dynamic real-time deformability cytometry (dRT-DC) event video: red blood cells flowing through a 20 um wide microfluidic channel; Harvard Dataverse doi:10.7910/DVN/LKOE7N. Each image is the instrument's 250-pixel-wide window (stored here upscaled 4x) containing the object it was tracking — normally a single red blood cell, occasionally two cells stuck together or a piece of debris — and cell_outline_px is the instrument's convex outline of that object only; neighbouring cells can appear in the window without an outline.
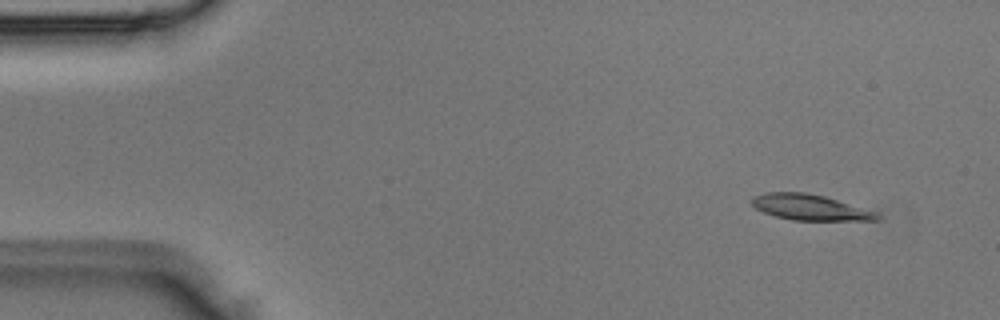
{"species": "Egyptian fruit bat (a non-hibernating species)", "species_latin": "Rousettus aegyptiacus", "temperature_condition": "room temperature", "stored_images_in_passage": 2, "camera_frame_rate_fps": 3000, "um_per_image_px": 0.085, "animal": {"sex": "male"}, "frame": {"image": 1, "passage_image": 2, "time_ms": 0.333, "image_size_px": [1000, 320], "cell_outline_px": [[880, 220], [792, 220], [776, 216], [764, 212], [756, 208], [752, 204], [752, 196], [768, 192], [804, 192], [824, 196], [876, 212], [880, 216]], "centroid_in_image_um": [68.83, 17.62], "position_along_channel_um": 16.2, "area_um2": 18.5}}